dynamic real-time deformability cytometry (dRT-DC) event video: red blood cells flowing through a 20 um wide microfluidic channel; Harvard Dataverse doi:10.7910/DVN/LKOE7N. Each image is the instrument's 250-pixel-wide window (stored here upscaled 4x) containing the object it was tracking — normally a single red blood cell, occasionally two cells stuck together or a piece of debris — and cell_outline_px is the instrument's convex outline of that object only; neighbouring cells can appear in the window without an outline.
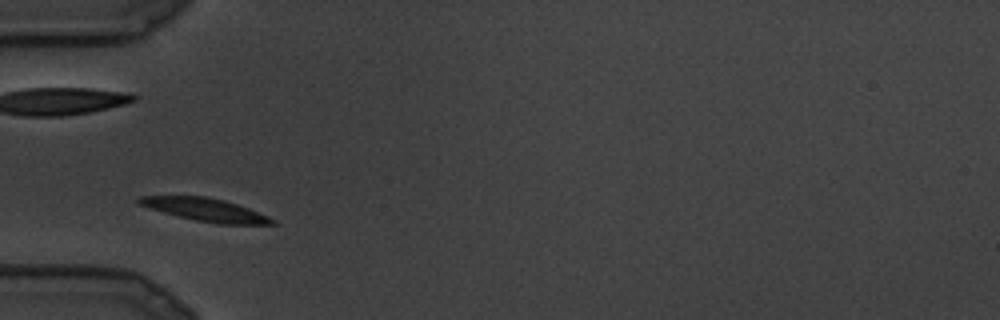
{"species": "common noctule bat (a hibernating species)", "species_latin": "Nyctalus noctula", "temperature_condition": "cold", "stored_images_in_passage": 9, "camera_frame_rate_fps": 3000, "um_per_image_px": 0.085, "animal": {"sex": "male", "body_mass_g": 19.5, "forearm_length_mm": 54.6}, "frame": {"image": 1, "passage_image": 1, "time_ms": 0.0, "image_size_px": [1000, 320], "cell_outline_px": [[276, 224], [220, 224], [196, 220], [148, 208], [140, 204], [136, 200], [140, 196], [204, 196], [224, 200], [248, 208], [268, 216], [276, 220]], "centroid_in_image_um": [17.48, 17.82], "position_along_channel_um": 67.5, "area_um2": 17.51}}
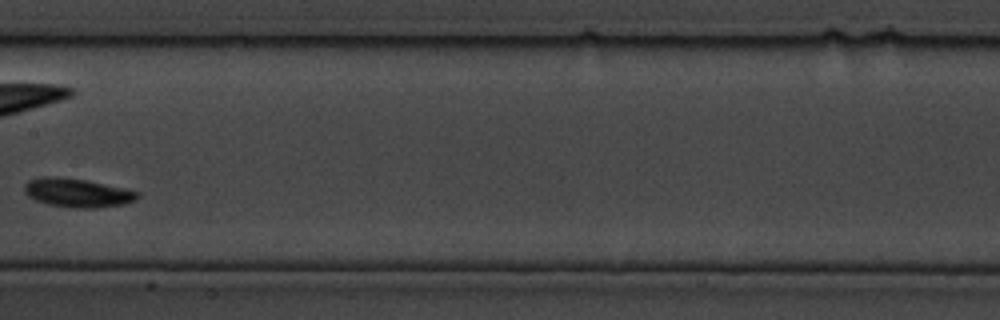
{"frame": {"image": 2, "passage_image": 7, "time_ms": 2.0, "image_size_px": [1000, 320], "cell_outline_px": [[140, 196], [136, 200], [124, 204], [96, 208], [68, 208], [48, 204], [36, 200], [28, 196], [24, 192], [24, 184], [28, 180], [40, 176], [56, 176], [84, 180], [120, 188], [136, 192]], "centroid_in_image_um": [6.5, 16.39], "position_along_channel_um": 200.9, "area_um2": 18.84}}
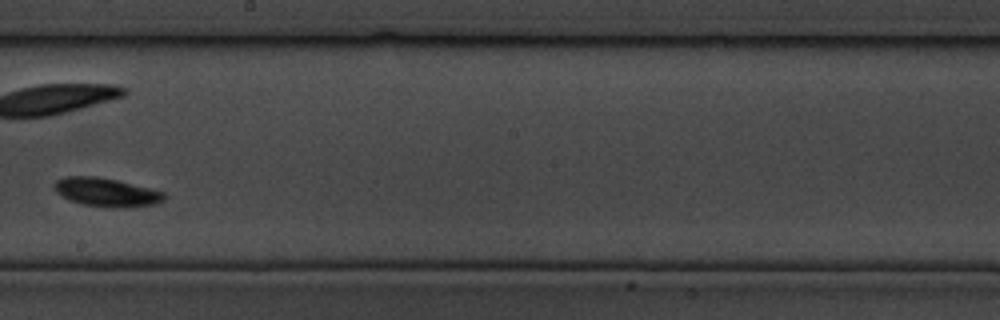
{"frame": {"image": 3, "passage_image": 8, "time_ms": 2.333, "image_size_px": [1000, 320], "cell_outline_px": [[168, 196], [164, 200], [156, 204], [128, 208], [112, 208], [80, 204], [68, 200], [56, 192], [52, 188], [52, 184], [56, 180], [64, 176], [96, 176], [116, 180], [164, 192]], "centroid_in_image_um": [9.01, 16.35], "position_along_channel_um": 239.2, "area_um2": 18.67}}